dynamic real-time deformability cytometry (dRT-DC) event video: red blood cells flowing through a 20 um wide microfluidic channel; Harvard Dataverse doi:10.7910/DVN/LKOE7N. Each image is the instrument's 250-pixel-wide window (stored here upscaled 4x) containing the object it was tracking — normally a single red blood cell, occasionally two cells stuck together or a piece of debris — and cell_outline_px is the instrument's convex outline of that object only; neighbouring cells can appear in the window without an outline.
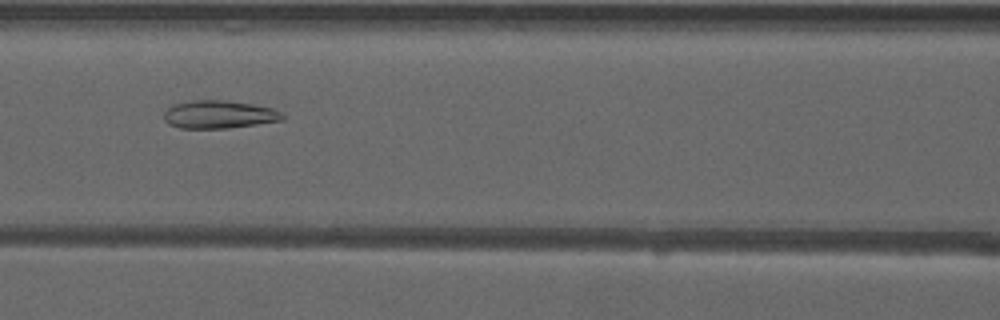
{"species": "common noctule bat (a hibernating species)", "species_latin": "Nyctalus noctula", "temperature_condition": "warm", "stored_images_in_passage": 36, "camera_frame_rate_fps": 3000, "um_per_image_px": 0.085, "animal": {"sex": "male", "forearm_length_mm": 52.5}, "frame": {"image": 1, "passage_image": 9, "time_ms": 2.667, "image_size_px": [1000, 320], "cell_outline_px": [[284, 120], [228, 128], [180, 128], [168, 124], [164, 120], [164, 112], [172, 104], [192, 100], [224, 100], [252, 104], [272, 108], [280, 112], [284, 116]], "centroid_in_image_um": [18.58, 9.73], "position_along_channel_um": 148.0, "area_um2": 19.31}}
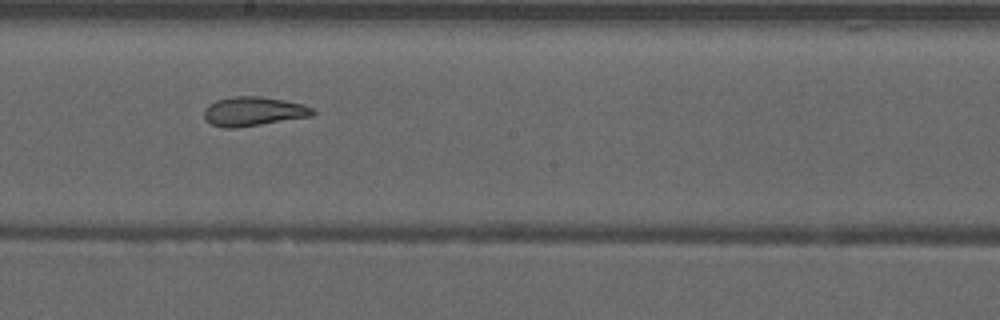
{"frame": {"image": 2, "passage_image": 15, "time_ms": 4.667, "image_size_px": [1000, 320], "cell_outline_px": [[316, 112], [312, 116], [236, 128], [224, 128], [212, 124], [204, 120], [204, 108], [208, 104], [216, 100], [236, 96], [260, 96], [284, 100], [304, 104], [312, 108]], "centroid_in_image_um": [21.52, 9.46], "position_along_channel_um": 226.7, "area_um2": 18.55}}
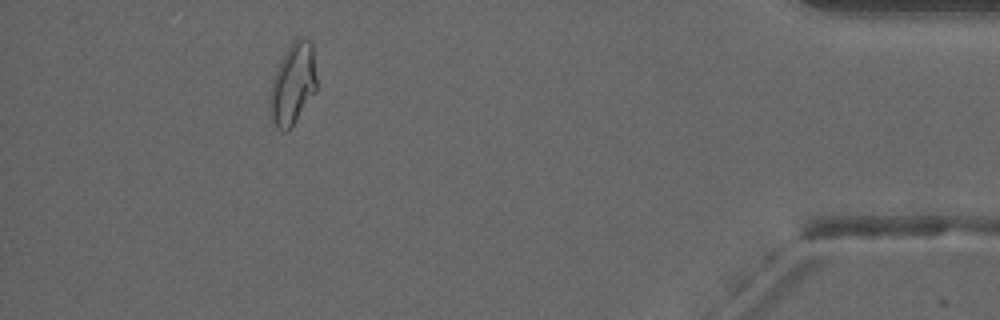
{"frame": {"image": 3, "passage_image": 33, "time_ms": 10.667, "image_size_px": [1000, 320], "cell_outline_px": [[316, 92], [292, 124], [284, 132], [280, 132], [276, 128], [268, 112], [268, 96], [272, 80], [288, 44], [292, 40], [300, 36], [304, 36], [312, 40], [316, 76]], "centroid_in_image_um": [24.87, 7.1], "position_along_channel_um": 410.3, "area_um2": 22.6}}